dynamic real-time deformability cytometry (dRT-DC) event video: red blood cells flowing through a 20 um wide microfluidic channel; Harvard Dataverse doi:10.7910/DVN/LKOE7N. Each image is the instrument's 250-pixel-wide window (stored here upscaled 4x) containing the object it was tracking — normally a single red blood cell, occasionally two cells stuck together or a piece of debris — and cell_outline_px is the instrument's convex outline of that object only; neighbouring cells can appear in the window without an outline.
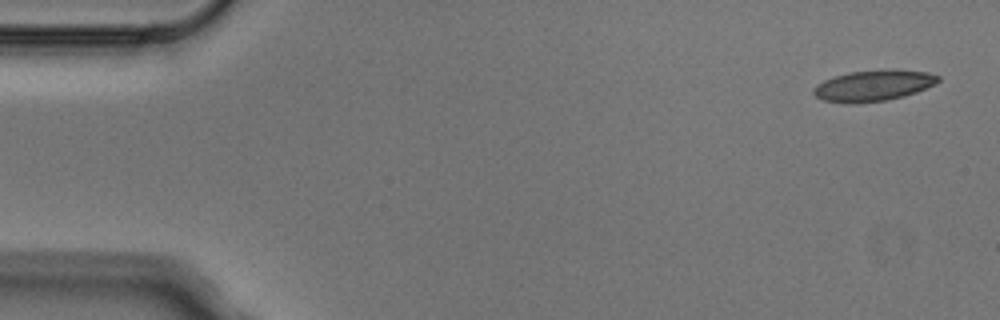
{"species": "Egyptian fruit bat (a non-hibernating species)", "species_latin": "Rousettus aegyptiacus", "temperature_condition": "cold", "stored_images_in_passage": 7, "camera_frame_rate_fps": 3000, "um_per_image_px": 0.085, "animal": {"sex": "male"}, "frame": {"image": 1, "passage_image": 1, "time_ms": 0.0, "image_size_px": [1000, 320], "cell_outline_px": [[940, 80], [916, 92], [904, 96], [884, 100], [852, 104], [824, 100], [816, 96], [812, 92], [816, 84], [824, 80], [848, 72], [888, 68], [896, 68], [928, 72], [940, 76]], "centroid_in_image_um": [74.24, 7.25], "position_along_channel_um": 10.8, "area_um2": 22.6}}
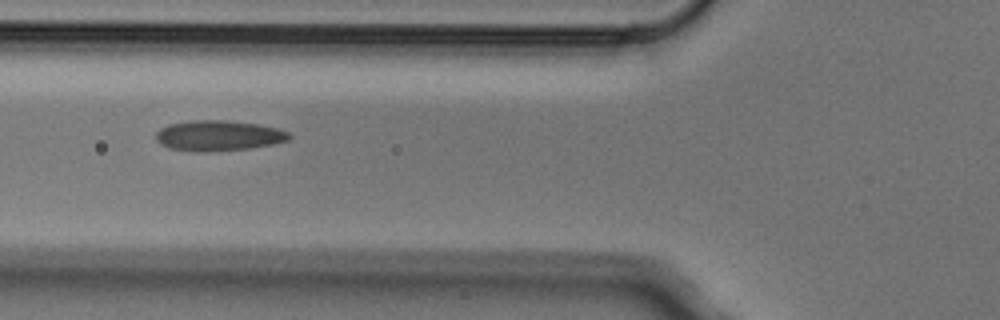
{"frame": {"image": 2, "passage_image": 6, "time_ms": 1.667, "image_size_px": [1000, 320], "cell_outline_px": [[292, 136], [288, 140], [272, 144], [252, 148], [208, 152], [196, 152], [168, 148], [160, 144], [156, 140], [156, 132], [160, 128], [168, 124], [196, 120], [224, 120], [260, 124], [276, 128], [288, 132]], "centroid_in_image_um": [18.55, 11.53], "position_along_channel_um": 107.3, "area_um2": 23.81}}
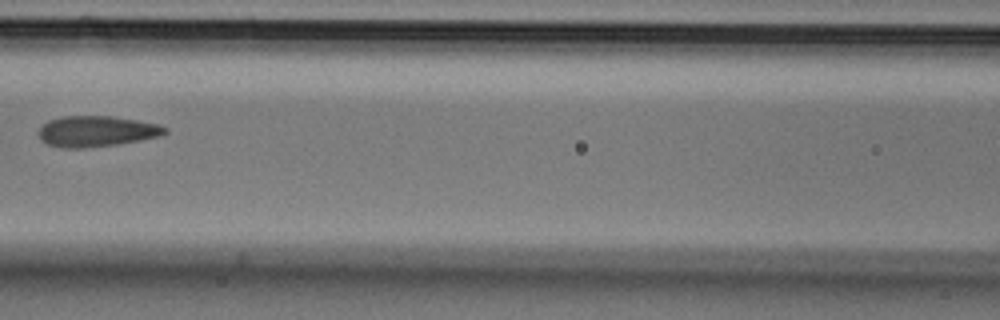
{"frame": {"image": 3, "passage_image": 7, "time_ms": 2.0, "image_size_px": [1000, 320], "cell_outline_px": [[168, 132], [160, 136], [140, 140], [116, 144], [84, 148], [64, 148], [48, 144], [40, 140], [40, 128], [48, 120], [64, 116], [112, 116], [160, 124], [168, 128]], "centroid_in_image_um": [8.23, 11.15], "position_along_channel_um": 158.4, "area_um2": 22.6}}